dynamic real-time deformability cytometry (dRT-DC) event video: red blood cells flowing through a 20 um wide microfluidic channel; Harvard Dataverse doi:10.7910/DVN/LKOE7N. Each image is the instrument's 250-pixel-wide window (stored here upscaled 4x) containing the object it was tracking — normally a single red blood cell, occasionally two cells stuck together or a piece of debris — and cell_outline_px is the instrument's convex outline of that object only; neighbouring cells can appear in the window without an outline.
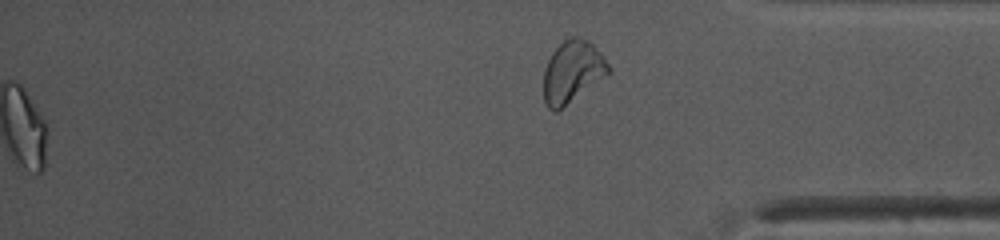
{"species": "common noctule bat (a hibernating species)", "species_latin": "Nyctalus noctula", "temperature_condition": "warm", "stored_images_in_passage": 43, "segment_of_instrument_passage": [2, 2], "camera_frame_rate_fps": 3000, "um_per_image_px": 0.085, "animal": {"sex": "female", "body_mass_g": 10.0, "forearm_length_mm": 53.1}, "frame": {"image": 1, "passage_image": 43, "time_ms": 14.0, "image_size_px": [1000, 240], "cell_outline_px": [[612, 72], [556, 112], [548, 108], [544, 100], [544, 68], [552, 52], [568, 36], [576, 36], [588, 40], [600, 52], [612, 68]], "centroid_in_image_um": [48.67, 6.08], "position_along_channel_um": 386.5, "area_um2": 23.47}}